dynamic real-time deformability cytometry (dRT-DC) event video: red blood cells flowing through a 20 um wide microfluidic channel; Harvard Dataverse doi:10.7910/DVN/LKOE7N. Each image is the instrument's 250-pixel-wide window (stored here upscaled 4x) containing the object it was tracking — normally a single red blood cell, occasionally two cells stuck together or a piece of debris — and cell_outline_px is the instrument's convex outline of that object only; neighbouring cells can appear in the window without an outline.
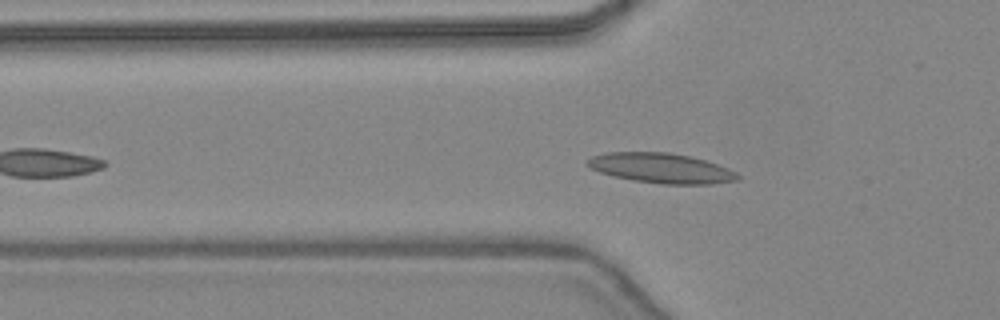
{"species": "common noctule bat (a hibernating species)", "species_latin": "Nyctalus noctula", "temperature_condition": "warm", "stored_images_in_passage": 36, "camera_frame_rate_fps": 3000, "um_per_image_px": 0.085, "animal": {"sex": "female", "body_mass_g": 24.6, "forearm_length_mm": 56.2}, "frame": {"image": 1, "passage_image": 8, "time_ms": 2.333, "image_size_px": [1000, 320], "cell_outline_px": [[740, 180], [712, 184], [664, 184], [632, 180], [612, 176], [600, 172], [584, 164], [584, 160], [592, 156], [608, 152], [668, 152], [692, 156], [728, 168], [736, 172], [740, 176]], "centroid_in_image_um": [56.19, 14.29], "position_along_channel_um": 69.6, "area_um2": 26.41}}
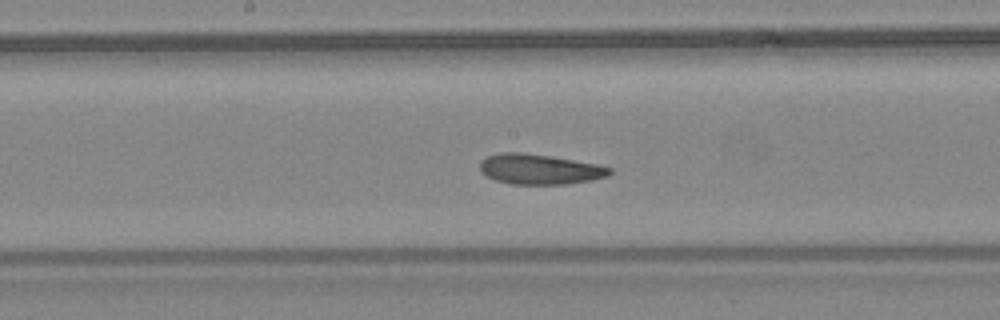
{"frame": {"image": 2, "passage_image": 17, "time_ms": 5.333, "image_size_px": [1000, 320], "cell_outline_px": [[612, 172], [608, 176], [592, 180], [568, 184], [512, 184], [496, 180], [480, 172], [480, 160], [484, 156], [500, 152], [524, 152], [596, 164], [612, 168]], "centroid_in_image_um": [45.83, 14.38], "position_along_channel_um": 202.4, "area_um2": 22.89}}
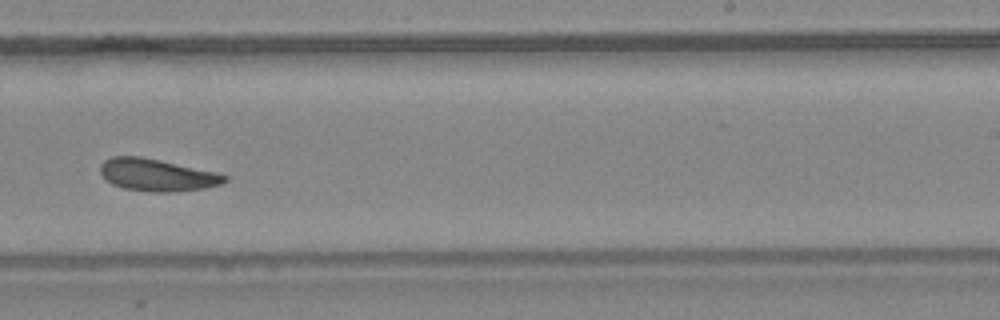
{"frame": {"image": 3, "passage_image": 22, "time_ms": 7.0, "image_size_px": [1000, 320], "cell_outline_px": [[228, 180], [220, 184], [208, 188], [172, 192], [152, 192], [124, 188], [112, 184], [104, 180], [100, 172], [100, 164], [104, 160], [112, 156], [140, 156], [216, 172], [228, 176]], "centroid_in_image_um": [13.32, 14.88], "position_along_channel_um": 275.7, "area_um2": 23.47}, "authors_computed_cell_mechanics": {"area_um2": 22.9755, "velocity_mm_per_s": 4.434, "shape_relaxation_time_tau1_ms": 4.0022, "shape_relaxation_time_tau2_ms": 7.9469, "deformation_change_tau1": 0.1055, "deformation_change_tau2": 0.1457}}